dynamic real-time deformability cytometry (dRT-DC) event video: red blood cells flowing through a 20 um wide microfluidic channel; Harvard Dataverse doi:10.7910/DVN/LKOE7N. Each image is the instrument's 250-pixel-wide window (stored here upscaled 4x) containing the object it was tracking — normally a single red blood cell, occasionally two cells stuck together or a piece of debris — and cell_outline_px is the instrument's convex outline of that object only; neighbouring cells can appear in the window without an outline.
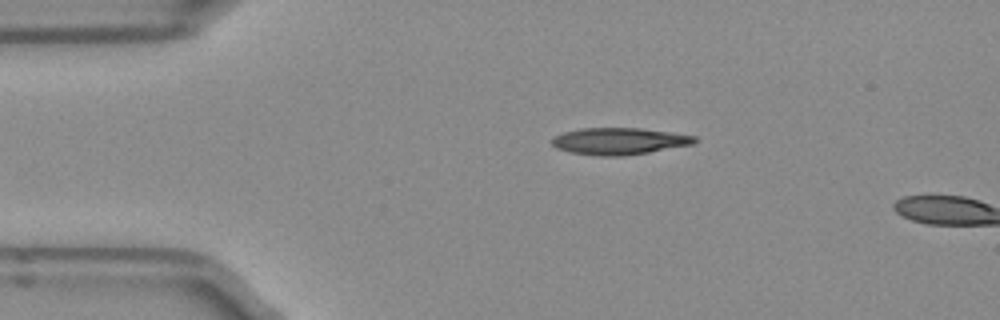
{"species": "Egyptian fruit bat (a non-hibernating species)", "species_latin": "Rousettus aegyptiacus", "temperature_condition": "room temperature", "stored_images_in_passage": 3, "camera_frame_rate_fps": 3000, "um_per_image_px": 0.085, "frame": {"image": 1, "passage_image": 1, "time_ms": 0.0, "image_size_px": [1000, 320], "cell_outline_px": [[700, 140], [696, 144], [648, 152], [620, 156], [600, 156], [572, 152], [556, 148], [552, 144], [552, 140], [556, 136], [564, 132], [580, 128], [640, 128], [696, 136]], "centroid_in_image_um": [52.68, 11.99], "position_along_channel_um": 32.3, "area_um2": 22.2}}